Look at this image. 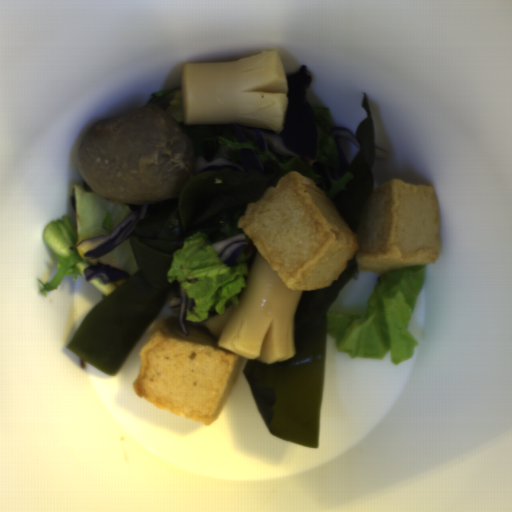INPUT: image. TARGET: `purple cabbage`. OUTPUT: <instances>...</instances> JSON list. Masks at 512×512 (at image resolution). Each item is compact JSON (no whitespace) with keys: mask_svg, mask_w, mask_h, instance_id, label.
<instances>
[{"mask_svg":"<svg viewBox=\"0 0 512 512\" xmlns=\"http://www.w3.org/2000/svg\"><path fill=\"white\" fill-rule=\"evenodd\" d=\"M338 161L334 165H326L322 162L316 160V158H312V162L310 164V168L320 175V179L317 182V186L323 191L328 190L335 180L339 179L345 173H351L350 163L344 152L339 149L337 150Z\"/></svg>","mask_w":512,"mask_h":512,"instance_id":"5","label":"purple cabbage"},{"mask_svg":"<svg viewBox=\"0 0 512 512\" xmlns=\"http://www.w3.org/2000/svg\"><path fill=\"white\" fill-rule=\"evenodd\" d=\"M330 132L334 138L344 139L345 141L356 147L359 152L361 151L360 144L356 140V136L345 126L331 127Z\"/></svg>","mask_w":512,"mask_h":512,"instance_id":"8","label":"purple cabbage"},{"mask_svg":"<svg viewBox=\"0 0 512 512\" xmlns=\"http://www.w3.org/2000/svg\"><path fill=\"white\" fill-rule=\"evenodd\" d=\"M217 253L220 261L226 266H237L241 250L251 251L257 256L255 248L246 233H239L221 239L210 245Z\"/></svg>","mask_w":512,"mask_h":512,"instance_id":"4","label":"purple cabbage"},{"mask_svg":"<svg viewBox=\"0 0 512 512\" xmlns=\"http://www.w3.org/2000/svg\"><path fill=\"white\" fill-rule=\"evenodd\" d=\"M374 151H375V159H384L388 157L390 154L385 149L377 146L374 144Z\"/></svg>","mask_w":512,"mask_h":512,"instance_id":"9","label":"purple cabbage"},{"mask_svg":"<svg viewBox=\"0 0 512 512\" xmlns=\"http://www.w3.org/2000/svg\"><path fill=\"white\" fill-rule=\"evenodd\" d=\"M229 125L233 136L239 142L252 141L262 153H272L284 162L299 157L298 152L288 147L278 132L235 124Z\"/></svg>","mask_w":512,"mask_h":512,"instance_id":"2","label":"purple cabbage"},{"mask_svg":"<svg viewBox=\"0 0 512 512\" xmlns=\"http://www.w3.org/2000/svg\"><path fill=\"white\" fill-rule=\"evenodd\" d=\"M83 274L85 282H88L93 277H100L105 284L115 281L126 282L132 277L127 271L113 268L107 263L91 264L83 270Z\"/></svg>","mask_w":512,"mask_h":512,"instance_id":"7","label":"purple cabbage"},{"mask_svg":"<svg viewBox=\"0 0 512 512\" xmlns=\"http://www.w3.org/2000/svg\"><path fill=\"white\" fill-rule=\"evenodd\" d=\"M231 166H250L253 168L266 169L276 174L286 176L279 164L271 161H260L253 152L247 150H233L224 157H215L210 161L205 160L202 156H194L193 172H199L217 167H231Z\"/></svg>","mask_w":512,"mask_h":512,"instance_id":"3","label":"purple cabbage"},{"mask_svg":"<svg viewBox=\"0 0 512 512\" xmlns=\"http://www.w3.org/2000/svg\"><path fill=\"white\" fill-rule=\"evenodd\" d=\"M180 296H174L170 299V309H178L177 319L183 335H189L188 326H206V321H188L186 319L187 310L195 308L194 299H189L185 290L177 282Z\"/></svg>","mask_w":512,"mask_h":512,"instance_id":"6","label":"purple cabbage"},{"mask_svg":"<svg viewBox=\"0 0 512 512\" xmlns=\"http://www.w3.org/2000/svg\"><path fill=\"white\" fill-rule=\"evenodd\" d=\"M156 204H135L123 222L108 235L81 241L77 244L76 249H80L84 257H90L96 261L112 249L130 239L137 225L148 217L151 209Z\"/></svg>","mask_w":512,"mask_h":512,"instance_id":"1","label":"purple cabbage"}]
</instances>
